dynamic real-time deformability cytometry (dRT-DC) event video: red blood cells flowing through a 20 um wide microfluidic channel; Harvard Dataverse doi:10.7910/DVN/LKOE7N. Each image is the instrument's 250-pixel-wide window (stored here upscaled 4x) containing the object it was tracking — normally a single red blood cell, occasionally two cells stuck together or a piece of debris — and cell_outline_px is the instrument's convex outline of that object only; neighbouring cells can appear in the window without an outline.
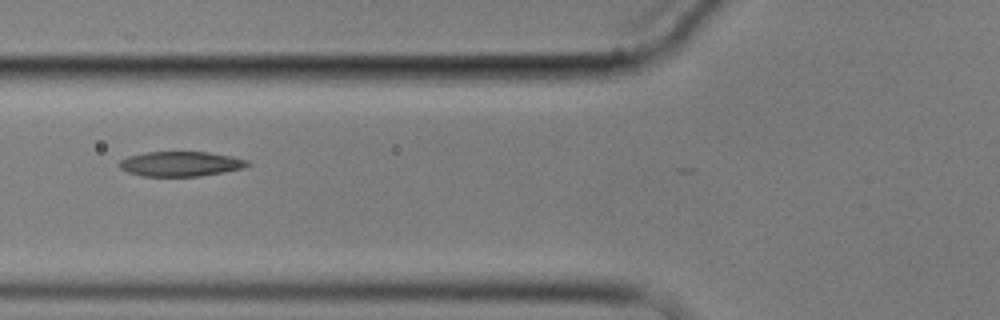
{"species": "common noctule bat (a hibernating species)", "species_latin": "Nyctalus noctula", "temperature_condition": "cold", "stored_images_in_passage": 3, "camera_frame_rate_fps": 3000, "um_per_image_px": 0.085, "animal": {"sex": "male", "body_mass_g": 17.9}, "frame": {"image": 1, "passage_image": 2, "time_ms": 1.333, "image_size_px": [1000, 320], "cell_outline_px": [[252, 164], [244, 168], [224, 172], [200, 176], [144, 176], [128, 172], [120, 168], [120, 160], [128, 156], [144, 152], [208, 152], [232, 156], [248, 160]], "centroid_in_image_um": [15.39, 13.92], "position_along_channel_um": 110.4, "area_um2": 18.61}}
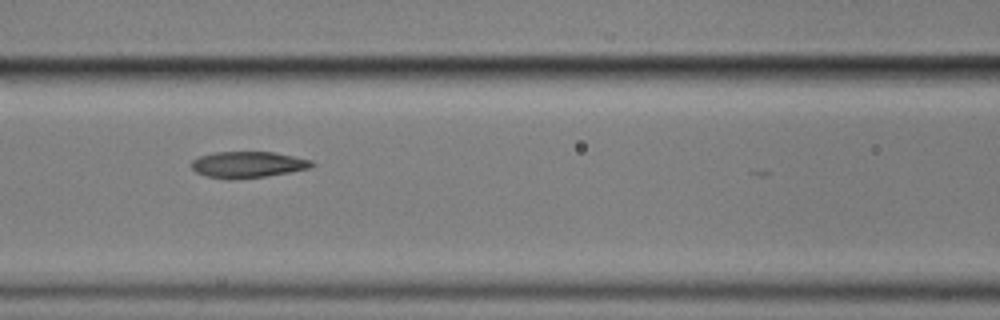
{"frame": {"image": 2, "passage_image": 3, "time_ms": 2.333, "image_size_px": [1000, 320], "cell_outline_px": [[316, 164], [312, 168], [264, 176], [232, 180], [228, 180], [208, 176], [196, 172], [192, 168], [192, 160], [200, 156], [212, 152], [272, 152], [312, 160]], "centroid_in_image_um": [21.07, 13.99], "position_along_channel_um": 145.5, "area_um2": 18.38}}